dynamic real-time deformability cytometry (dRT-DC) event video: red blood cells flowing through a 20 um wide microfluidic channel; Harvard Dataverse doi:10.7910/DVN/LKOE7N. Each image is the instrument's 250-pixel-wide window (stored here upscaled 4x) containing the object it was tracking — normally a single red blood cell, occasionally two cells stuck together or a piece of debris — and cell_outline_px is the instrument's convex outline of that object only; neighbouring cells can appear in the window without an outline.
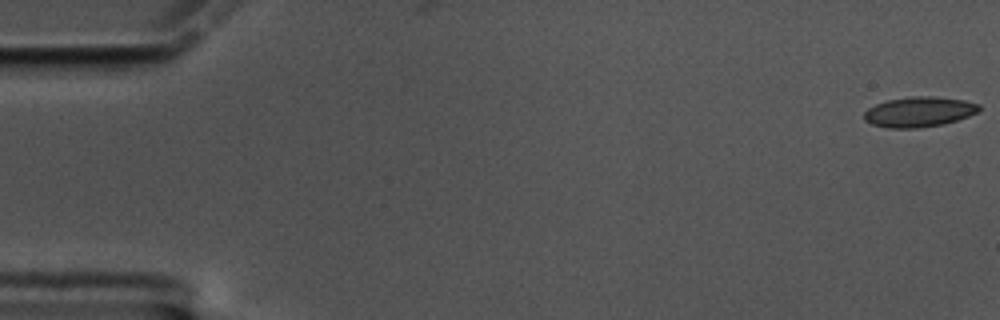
{"species": "common noctule bat (a hibernating species)", "species_latin": "Nyctalus noctula", "temperature_condition": "cold", "stored_images_in_passage": 16, "camera_frame_rate_fps": 3000, "um_per_image_px": 0.085, "animal": {"sex": "male", "body_mass_g": 17.5, "forearm_length_mm": 52.3}, "frame": {"image": 1, "passage_image": 1, "time_ms": 0.0, "image_size_px": [1000, 320], "cell_outline_px": [[980, 108], [976, 112], [968, 116], [944, 124], [920, 128], [888, 128], [872, 124], [864, 120], [864, 112], [868, 108], [876, 104], [888, 100], [912, 96], [936, 96], [964, 100], [980, 104]], "centroid_in_image_um": [78.11, 9.51], "position_along_channel_um": 6.9, "area_um2": 20.23}}
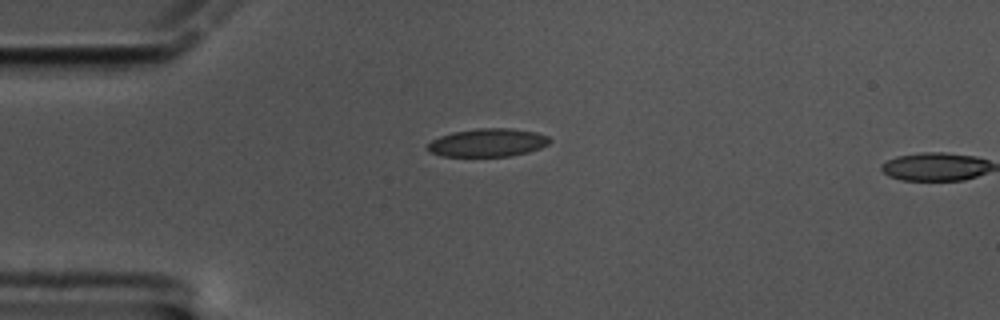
{"frame": {"image": 2, "passage_image": 15, "time_ms": 4.667, "image_size_px": [1000, 320], "cell_outline_px": [[552, 140], [548, 144], [540, 148], [528, 152], [508, 156], [440, 156], [428, 152], [424, 148], [432, 140], [440, 136], [452, 132], [476, 128], [508, 128], [536, 132], [548, 136]], "centroid_in_image_um": [41.42, 12.12], "position_along_channel_um": 43.6, "area_um2": 20.17}}